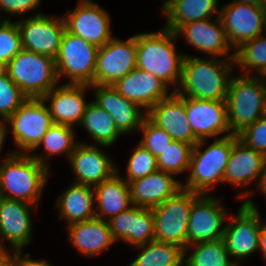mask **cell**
<instances>
[{
	"instance_id": "obj_1",
	"label": "cell",
	"mask_w": 266,
	"mask_h": 266,
	"mask_svg": "<svg viewBox=\"0 0 266 266\" xmlns=\"http://www.w3.org/2000/svg\"><path fill=\"white\" fill-rule=\"evenodd\" d=\"M228 56V60L223 61L214 59V57L207 60L185 55L180 88H176L173 92L179 96L198 100L226 101L232 78L230 73L235 63V54Z\"/></svg>"
},
{
	"instance_id": "obj_2",
	"label": "cell",
	"mask_w": 266,
	"mask_h": 266,
	"mask_svg": "<svg viewBox=\"0 0 266 266\" xmlns=\"http://www.w3.org/2000/svg\"><path fill=\"white\" fill-rule=\"evenodd\" d=\"M47 177L46 159L25 152L21 154L13 152L0 166V193L5 198L37 206Z\"/></svg>"
},
{
	"instance_id": "obj_3",
	"label": "cell",
	"mask_w": 266,
	"mask_h": 266,
	"mask_svg": "<svg viewBox=\"0 0 266 266\" xmlns=\"http://www.w3.org/2000/svg\"><path fill=\"white\" fill-rule=\"evenodd\" d=\"M175 32L163 28L159 32L136 35V68L153 74L167 86L180 84L185 55L175 52Z\"/></svg>"
},
{
	"instance_id": "obj_4",
	"label": "cell",
	"mask_w": 266,
	"mask_h": 266,
	"mask_svg": "<svg viewBox=\"0 0 266 266\" xmlns=\"http://www.w3.org/2000/svg\"><path fill=\"white\" fill-rule=\"evenodd\" d=\"M237 139L238 136L228 133L220 139L216 138L203 152L200 148L205 139L199 140L192 148L191 173L182 189L208 195L215 183H223L232 147Z\"/></svg>"
},
{
	"instance_id": "obj_5",
	"label": "cell",
	"mask_w": 266,
	"mask_h": 266,
	"mask_svg": "<svg viewBox=\"0 0 266 266\" xmlns=\"http://www.w3.org/2000/svg\"><path fill=\"white\" fill-rule=\"evenodd\" d=\"M265 102L266 85L261 78L248 74L232 77L226 96L229 133L237 136L262 118Z\"/></svg>"
},
{
	"instance_id": "obj_6",
	"label": "cell",
	"mask_w": 266,
	"mask_h": 266,
	"mask_svg": "<svg viewBox=\"0 0 266 266\" xmlns=\"http://www.w3.org/2000/svg\"><path fill=\"white\" fill-rule=\"evenodd\" d=\"M3 69L28 98H42L59 80L53 57L25 49Z\"/></svg>"
},
{
	"instance_id": "obj_7",
	"label": "cell",
	"mask_w": 266,
	"mask_h": 266,
	"mask_svg": "<svg viewBox=\"0 0 266 266\" xmlns=\"http://www.w3.org/2000/svg\"><path fill=\"white\" fill-rule=\"evenodd\" d=\"M200 195L181 189L173 197L152 208L156 241L177 244L184 249L187 247L189 212Z\"/></svg>"
},
{
	"instance_id": "obj_8",
	"label": "cell",
	"mask_w": 266,
	"mask_h": 266,
	"mask_svg": "<svg viewBox=\"0 0 266 266\" xmlns=\"http://www.w3.org/2000/svg\"><path fill=\"white\" fill-rule=\"evenodd\" d=\"M99 47L64 31L55 57L58 78L64 74L69 83L93 85Z\"/></svg>"
},
{
	"instance_id": "obj_9",
	"label": "cell",
	"mask_w": 266,
	"mask_h": 266,
	"mask_svg": "<svg viewBox=\"0 0 266 266\" xmlns=\"http://www.w3.org/2000/svg\"><path fill=\"white\" fill-rule=\"evenodd\" d=\"M42 98H28L8 119L12 128L14 143L24 151L35 150L42 137L53 124L51 115ZM23 149V150H22Z\"/></svg>"
},
{
	"instance_id": "obj_10",
	"label": "cell",
	"mask_w": 266,
	"mask_h": 266,
	"mask_svg": "<svg viewBox=\"0 0 266 266\" xmlns=\"http://www.w3.org/2000/svg\"><path fill=\"white\" fill-rule=\"evenodd\" d=\"M219 17L230 46L236 49L262 35L263 28L266 31V7L229 2L219 11Z\"/></svg>"
},
{
	"instance_id": "obj_11",
	"label": "cell",
	"mask_w": 266,
	"mask_h": 266,
	"mask_svg": "<svg viewBox=\"0 0 266 266\" xmlns=\"http://www.w3.org/2000/svg\"><path fill=\"white\" fill-rule=\"evenodd\" d=\"M225 226L223 241L230 256L242 259L259 250L261 217L257 206L246 199L238 215Z\"/></svg>"
},
{
	"instance_id": "obj_12",
	"label": "cell",
	"mask_w": 266,
	"mask_h": 266,
	"mask_svg": "<svg viewBox=\"0 0 266 266\" xmlns=\"http://www.w3.org/2000/svg\"><path fill=\"white\" fill-rule=\"evenodd\" d=\"M136 35L121 41L112 38L99 47L93 85H114L136 68Z\"/></svg>"
},
{
	"instance_id": "obj_13",
	"label": "cell",
	"mask_w": 266,
	"mask_h": 266,
	"mask_svg": "<svg viewBox=\"0 0 266 266\" xmlns=\"http://www.w3.org/2000/svg\"><path fill=\"white\" fill-rule=\"evenodd\" d=\"M22 20L17 22L21 33L22 48L55 59L65 31L63 17L52 18L38 13Z\"/></svg>"
},
{
	"instance_id": "obj_14",
	"label": "cell",
	"mask_w": 266,
	"mask_h": 266,
	"mask_svg": "<svg viewBox=\"0 0 266 266\" xmlns=\"http://www.w3.org/2000/svg\"><path fill=\"white\" fill-rule=\"evenodd\" d=\"M65 30L97 47L112 39L109 15L92 0H82L69 15L63 16Z\"/></svg>"
},
{
	"instance_id": "obj_15",
	"label": "cell",
	"mask_w": 266,
	"mask_h": 266,
	"mask_svg": "<svg viewBox=\"0 0 266 266\" xmlns=\"http://www.w3.org/2000/svg\"><path fill=\"white\" fill-rule=\"evenodd\" d=\"M215 198L201 194L192 204L189 212L187 246L223 238L225 227L221 226L226 211Z\"/></svg>"
},
{
	"instance_id": "obj_16",
	"label": "cell",
	"mask_w": 266,
	"mask_h": 266,
	"mask_svg": "<svg viewBox=\"0 0 266 266\" xmlns=\"http://www.w3.org/2000/svg\"><path fill=\"white\" fill-rule=\"evenodd\" d=\"M147 117L159 128L164 129L173 140L183 141L192 146L199 141L187 120L185 96L170 93L168 98L160 100L147 112Z\"/></svg>"
},
{
	"instance_id": "obj_17",
	"label": "cell",
	"mask_w": 266,
	"mask_h": 266,
	"mask_svg": "<svg viewBox=\"0 0 266 266\" xmlns=\"http://www.w3.org/2000/svg\"><path fill=\"white\" fill-rule=\"evenodd\" d=\"M187 120L194 135L203 140L230 131L226 101H206L185 97Z\"/></svg>"
},
{
	"instance_id": "obj_18",
	"label": "cell",
	"mask_w": 266,
	"mask_h": 266,
	"mask_svg": "<svg viewBox=\"0 0 266 266\" xmlns=\"http://www.w3.org/2000/svg\"><path fill=\"white\" fill-rule=\"evenodd\" d=\"M90 87L95 89L94 103L110 114L121 135L140 130L147 117L146 111L145 115L140 112L141 106L119 94L112 85H90Z\"/></svg>"
},
{
	"instance_id": "obj_19",
	"label": "cell",
	"mask_w": 266,
	"mask_h": 266,
	"mask_svg": "<svg viewBox=\"0 0 266 266\" xmlns=\"http://www.w3.org/2000/svg\"><path fill=\"white\" fill-rule=\"evenodd\" d=\"M107 221L115 241L121 239L136 247L155 240L152 209L132 205Z\"/></svg>"
},
{
	"instance_id": "obj_20",
	"label": "cell",
	"mask_w": 266,
	"mask_h": 266,
	"mask_svg": "<svg viewBox=\"0 0 266 266\" xmlns=\"http://www.w3.org/2000/svg\"><path fill=\"white\" fill-rule=\"evenodd\" d=\"M77 184L98 185L112 177L118 170L97 146L80 143L69 157Z\"/></svg>"
},
{
	"instance_id": "obj_21",
	"label": "cell",
	"mask_w": 266,
	"mask_h": 266,
	"mask_svg": "<svg viewBox=\"0 0 266 266\" xmlns=\"http://www.w3.org/2000/svg\"><path fill=\"white\" fill-rule=\"evenodd\" d=\"M119 94L144 107L148 112L160 100L168 98V86L159 78L135 68L112 85Z\"/></svg>"
},
{
	"instance_id": "obj_22",
	"label": "cell",
	"mask_w": 266,
	"mask_h": 266,
	"mask_svg": "<svg viewBox=\"0 0 266 266\" xmlns=\"http://www.w3.org/2000/svg\"><path fill=\"white\" fill-rule=\"evenodd\" d=\"M90 85L67 83L61 87H53L42 99L50 100L48 107L53 123L72 127L80 123L89 103L84 100V91Z\"/></svg>"
},
{
	"instance_id": "obj_23",
	"label": "cell",
	"mask_w": 266,
	"mask_h": 266,
	"mask_svg": "<svg viewBox=\"0 0 266 266\" xmlns=\"http://www.w3.org/2000/svg\"><path fill=\"white\" fill-rule=\"evenodd\" d=\"M128 184L132 205L149 209L162 204L182 189V183L174 179L171 173L160 170Z\"/></svg>"
},
{
	"instance_id": "obj_24",
	"label": "cell",
	"mask_w": 266,
	"mask_h": 266,
	"mask_svg": "<svg viewBox=\"0 0 266 266\" xmlns=\"http://www.w3.org/2000/svg\"><path fill=\"white\" fill-rule=\"evenodd\" d=\"M30 203L3 198L0 205V236L10 242L15 251H21L30 241L32 220L29 214ZM0 248L3 243L0 240Z\"/></svg>"
},
{
	"instance_id": "obj_25",
	"label": "cell",
	"mask_w": 266,
	"mask_h": 266,
	"mask_svg": "<svg viewBox=\"0 0 266 266\" xmlns=\"http://www.w3.org/2000/svg\"><path fill=\"white\" fill-rule=\"evenodd\" d=\"M211 19L189 22L181 25L176 31V36L184 35L187 43H190L196 49L210 55H227L231 46L227 40L222 21L217 15L216 23Z\"/></svg>"
},
{
	"instance_id": "obj_26",
	"label": "cell",
	"mask_w": 266,
	"mask_h": 266,
	"mask_svg": "<svg viewBox=\"0 0 266 266\" xmlns=\"http://www.w3.org/2000/svg\"><path fill=\"white\" fill-rule=\"evenodd\" d=\"M265 163L266 157L263 154L237 139L227 163L224 182L241 187L257 178L260 180Z\"/></svg>"
},
{
	"instance_id": "obj_27",
	"label": "cell",
	"mask_w": 266,
	"mask_h": 266,
	"mask_svg": "<svg viewBox=\"0 0 266 266\" xmlns=\"http://www.w3.org/2000/svg\"><path fill=\"white\" fill-rule=\"evenodd\" d=\"M69 239L84 255H94L116 242L110 231L108 221L97 217L68 224Z\"/></svg>"
},
{
	"instance_id": "obj_28",
	"label": "cell",
	"mask_w": 266,
	"mask_h": 266,
	"mask_svg": "<svg viewBox=\"0 0 266 266\" xmlns=\"http://www.w3.org/2000/svg\"><path fill=\"white\" fill-rule=\"evenodd\" d=\"M95 200L98 202L96 217L102 219V216H109L108 220L117 214L128 210L132 205L129 184L125 179H120L116 172L109 179L95 185ZM102 215V216H101Z\"/></svg>"
},
{
	"instance_id": "obj_29",
	"label": "cell",
	"mask_w": 266,
	"mask_h": 266,
	"mask_svg": "<svg viewBox=\"0 0 266 266\" xmlns=\"http://www.w3.org/2000/svg\"><path fill=\"white\" fill-rule=\"evenodd\" d=\"M92 186L74 183L58 198L60 217L69 224L82 222L96 217L93 210L95 192Z\"/></svg>"
},
{
	"instance_id": "obj_30",
	"label": "cell",
	"mask_w": 266,
	"mask_h": 266,
	"mask_svg": "<svg viewBox=\"0 0 266 266\" xmlns=\"http://www.w3.org/2000/svg\"><path fill=\"white\" fill-rule=\"evenodd\" d=\"M218 0H174L164 11L167 16L164 28L175 32L181 25L193 21L210 19L212 14H218Z\"/></svg>"
},
{
	"instance_id": "obj_31",
	"label": "cell",
	"mask_w": 266,
	"mask_h": 266,
	"mask_svg": "<svg viewBox=\"0 0 266 266\" xmlns=\"http://www.w3.org/2000/svg\"><path fill=\"white\" fill-rule=\"evenodd\" d=\"M80 124L100 146L112 145L121 135L110 114L94 102L87 105Z\"/></svg>"
},
{
	"instance_id": "obj_32",
	"label": "cell",
	"mask_w": 266,
	"mask_h": 266,
	"mask_svg": "<svg viewBox=\"0 0 266 266\" xmlns=\"http://www.w3.org/2000/svg\"><path fill=\"white\" fill-rule=\"evenodd\" d=\"M143 249L129 266H180L184 264V248L156 240L136 246ZM145 247V248H143Z\"/></svg>"
},
{
	"instance_id": "obj_33",
	"label": "cell",
	"mask_w": 266,
	"mask_h": 266,
	"mask_svg": "<svg viewBox=\"0 0 266 266\" xmlns=\"http://www.w3.org/2000/svg\"><path fill=\"white\" fill-rule=\"evenodd\" d=\"M192 245L195 249L187 259H184L189 266H239L237 260H229L230 254L223 239L191 244L184 249V254L190 246L193 247Z\"/></svg>"
},
{
	"instance_id": "obj_34",
	"label": "cell",
	"mask_w": 266,
	"mask_h": 266,
	"mask_svg": "<svg viewBox=\"0 0 266 266\" xmlns=\"http://www.w3.org/2000/svg\"><path fill=\"white\" fill-rule=\"evenodd\" d=\"M192 148L189 143L173 140L157 158L158 169L171 174L189 170Z\"/></svg>"
},
{
	"instance_id": "obj_35",
	"label": "cell",
	"mask_w": 266,
	"mask_h": 266,
	"mask_svg": "<svg viewBox=\"0 0 266 266\" xmlns=\"http://www.w3.org/2000/svg\"><path fill=\"white\" fill-rule=\"evenodd\" d=\"M257 36L256 38L243 43L235 51V63L241 65L243 72L245 69L248 72L252 70L261 73L266 67V37ZM251 70V71H250Z\"/></svg>"
},
{
	"instance_id": "obj_36",
	"label": "cell",
	"mask_w": 266,
	"mask_h": 266,
	"mask_svg": "<svg viewBox=\"0 0 266 266\" xmlns=\"http://www.w3.org/2000/svg\"><path fill=\"white\" fill-rule=\"evenodd\" d=\"M73 127H69L62 124L53 123L42 137L39 145L43 144L45 153L47 155L60 154L62 152L67 153L69 158L78 143L74 141ZM75 142V143H74Z\"/></svg>"
},
{
	"instance_id": "obj_37",
	"label": "cell",
	"mask_w": 266,
	"mask_h": 266,
	"mask_svg": "<svg viewBox=\"0 0 266 266\" xmlns=\"http://www.w3.org/2000/svg\"><path fill=\"white\" fill-rule=\"evenodd\" d=\"M28 97L10 79L3 68H0V116L8 119Z\"/></svg>"
},
{
	"instance_id": "obj_38",
	"label": "cell",
	"mask_w": 266,
	"mask_h": 266,
	"mask_svg": "<svg viewBox=\"0 0 266 266\" xmlns=\"http://www.w3.org/2000/svg\"><path fill=\"white\" fill-rule=\"evenodd\" d=\"M22 49L18 24L4 18L0 22V68H4Z\"/></svg>"
},
{
	"instance_id": "obj_39",
	"label": "cell",
	"mask_w": 266,
	"mask_h": 266,
	"mask_svg": "<svg viewBox=\"0 0 266 266\" xmlns=\"http://www.w3.org/2000/svg\"><path fill=\"white\" fill-rule=\"evenodd\" d=\"M126 182L146 177L158 169L157 158L140 143L129 158Z\"/></svg>"
},
{
	"instance_id": "obj_40",
	"label": "cell",
	"mask_w": 266,
	"mask_h": 266,
	"mask_svg": "<svg viewBox=\"0 0 266 266\" xmlns=\"http://www.w3.org/2000/svg\"><path fill=\"white\" fill-rule=\"evenodd\" d=\"M140 129V131H143V138L139 143L156 158L173 141L172 137L164 129L159 128L148 117L144 119Z\"/></svg>"
},
{
	"instance_id": "obj_41",
	"label": "cell",
	"mask_w": 266,
	"mask_h": 266,
	"mask_svg": "<svg viewBox=\"0 0 266 266\" xmlns=\"http://www.w3.org/2000/svg\"><path fill=\"white\" fill-rule=\"evenodd\" d=\"M238 139L245 145L266 157V119L260 118L245 128L238 135Z\"/></svg>"
},
{
	"instance_id": "obj_42",
	"label": "cell",
	"mask_w": 266,
	"mask_h": 266,
	"mask_svg": "<svg viewBox=\"0 0 266 266\" xmlns=\"http://www.w3.org/2000/svg\"><path fill=\"white\" fill-rule=\"evenodd\" d=\"M41 0H0V10L10 14H23L40 5Z\"/></svg>"
},
{
	"instance_id": "obj_43",
	"label": "cell",
	"mask_w": 266,
	"mask_h": 266,
	"mask_svg": "<svg viewBox=\"0 0 266 266\" xmlns=\"http://www.w3.org/2000/svg\"><path fill=\"white\" fill-rule=\"evenodd\" d=\"M20 253L21 251H15L13 257L12 255H9L7 266H50V264L45 260L34 261L32 259H28L30 254H25L24 258L20 259Z\"/></svg>"
},
{
	"instance_id": "obj_44",
	"label": "cell",
	"mask_w": 266,
	"mask_h": 266,
	"mask_svg": "<svg viewBox=\"0 0 266 266\" xmlns=\"http://www.w3.org/2000/svg\"><path fill=\"white\" fill-rule=\"evenodd\" d=\"M263 225V226H262ZM259 249L262 252L264 258H266V223L261 224L260 233H259Z\"/></svg>"
},
{
	"instance_id": "obj_45",
	"label": "cell",
	"mask_w": 266,
	"mask_h": 266,
	"mask_svg": "<svg viewBox=\"0 0 266 266\" xmlns=\"http://www.w3.org/2000/svg\"><path fill=\"white\" fill-rule=\"evenodd\" d=\"M235 3L253 4L259 7H266V0H235Z\"/></svg>"
},
{
	"instance_id": "obj_46",
	"label": "cell",
	"mask_w": 266,
	"mask_h": 266,
	"mask_svg": "<svg viewBox=\"0 0 266 266\" xmlns=\"http://www.w3.org/2000/svg\"><path fill=\"white\" fill-rule=\"evenodd\" d=\"M9 253L5 248H0V266H7Z\"/></svg>"
},
{
	"instance_id": "obj_47",
	"label": "cell",
	"mask_w": 266,
	"mask_h": 266,
	"mask_svg": "<svg viewBox=\"0 0 266 266\" xmlns=\"http://www.w3.org/2000/svg\"><path fill=\"white\" fill-rule=\"evenodd\" d=\"M258 187L260 188L261 192L266 194V163H265V166H264L263 173L261 175V179L258 182Z\"/></svg>"
},
{
	"instance_id": "obj_48",
	"label": "cell",
	"mask_w": 266,
	"mask_h": 266,
	"mask_svg": "<svg viewBox=\"0 0 266 266\" xmlns=\"http://www.w3.org/2000/svg\"><path fill=\"white\" fill-rule=\"evenodd\" d=\"M1 121V120H0ZM7 124V119H4L3 122L0 123V150H1V146H2V143L4 142V138H5V135H6V125L4 124Z\"/></svg>"
},
{
	"instance_id": "obj_49",
	"label": "cell",
	"mask_w": 266,
	"mask_h": 266,
	"mask_svg": "<svg viewBox=\"0 0 266 266\" xmlns=\"http://www.w3.org/2000/svg\"><path fill=\"white\" fill-rule=\"evenodd\" d=\"M174 0H169V1H165V3L163 4L162 6V10L165 11L172 3H173Z\"/></svg>"
},
{
	"instance_id": "obj_50",
	"label": "cell",
	"mask_w": 266,
	"mask_h": 266,
	"mask_svg": "<svg viewBox=\"0 0 266 266\" xmlns=\"http://www.w3.org/2000/svg\"><path fill=\"white\" fill-rule=\"evenodd\" d=\"M259 75L266 77V67ZM264 77L261 79V81L266 85V79Z\"/></svg>"
},
{
	"instance_id": "obj_51",
	"label": "cell",
	"mask_w": 266,
	"mask_h": 266,
	"mask_svg": "<svg viewBox=\"0 0 266 266\" xmlns=\"http://www.w3.org/2000/svg\"><path fill=\"white\" fill-rule=\"evenodd\" d=\"M262 117L266 119V102H265V106H264L263 116Z\"/></svg>"
},
{
	"instance_id": "obj_52",
	"label": "cell",
	"mask_w": 266,
	"mask_h": 266,
	"mask_svg": "<svg viewBox=\"0 0 266 266\" xmlns=\"http://www.w3.org/2000/svg\"><path fill=\"white\" fill-rule=\"evenodd\" d=\"M3 198H4V196L0 193V205H1Z\"/></svg>"
}]
</instances>
